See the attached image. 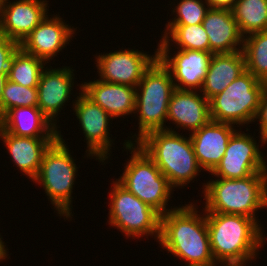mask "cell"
Instances as JSON below:
<instances>
[{
    "label": "cell",
    "mask_w": 267,
    "mask_h": 266,
    "mask_svg": "<svg viewBox=\"0 0 267 266\" xmlns=\"http://www.w3.org/2000/svg\"><path fill=\"white\" fill-rule=\"evenodd\" d=\"M194 206L191 203L161 215L158 241L173 256L187 261V266H211L216 262L206 215L201 217Z\"/></svg>",
    "instance_id": "6da1fadb"
},
{
    "label": "cell",
    "mask_w": 267,
    "mask_h": 266,
    "mask_svg": "<svg viewBox=\"0 0 267 266\" xmlns=\"http://www.w3.org/2000/svg\"><path fill=\"white\" fill-rule=\"evenodd\" d=\"M205 214L211 251L216 263L246 266L248 260L255 258L256 250L262 247L260 245L264 239L255 219L237 214Z\"/></svg>",
    "instance_id": "7a4b0ae2"
},
{
    "label": "cell",
    "mask_w": 267,
    "mask_h": 266,
    "mask_svg": "<svg viewBox=\"0 0 267 266\" xmlns=\"http://www.w3.org/2000/svg\"><path fill=\"white\" fill-rule=\"evenodd\" d=\"M174 130H154L135 142L157 165L172 188L185 186L201 172L190 137Z\"/></svg>",
    "instance_id": "3957f363"
},
{
    "label": "cell",
    "mask_w": 267,
    "mask_h": 266,
    "mask_svg": "<svg viewBox=\"0 0 267 266\" xmlns=\"http://www.w3.org/2000/svg\"><path fill=\"white\" fill-rule=\"evenodd\" d=\"M205 211L253 218L267 207V178L259 172L243 179L220 178L204 186Z\"/></svg>",
    "instance_id": "277c9868"
},
{
    "label": "cell",
    "mask_w": 267,
    "mask_h": 266,
    "mask_svg": "<svg viewBox=\"0 0 267 266\" xmlns=\"http://www.w3.org/2000/svg\"><path fill=\"white\" fill-rule=\"evenodd\" d=\"M175 89L170 71L157 58L136 86L135 111L139 112L137 141L151 131L165 130L163 126L167 120L169 100Z\"/></svg>",
    "instance_id": "5b68a950"
},
{
    "label": "cell",
    "mask_w": 267,
    "mask_h": 266,
    "mask_svg": "<svg viewBox=\"0 0 267 266\" xmlns=\"http://www.w3.org/2000/svg\"><path fill=\"white\" fill-rule=\"evenodd\" d=\"M124 146L133 153L118 182L160 215L174 210H166L172 187L157 165L138 145L128 140Z\"/></svg>",
    "instance_id": "8992f818"
},
{
    "label": "cell",
    "mask_w": 267,
    "mask_h": 266,
    "mask_svg": "<svg viewBox=\"0 0 267 266\" xmlns=\"http://www.w3.org/2000/svg\"><path fill=\"white\" fill-rule=\"evenodd\" d=\"M265 84L246 70L209 100L211 120L236 125L254 121Z\"/></svg>",
    "instance_id": "52a82bcc"
},
{
    "label": "cell",
    "mask_w": 267,
    "mask_h": 266,
    "mask_svg": "<svg viewBox=\"0 0 267 266\" xmlns=\"http://www.w3.org/2000/svg\"><path fill=\"white\" fill-rule=\"evenodd\" d=\"M76 172V164L59 135L44 153L39 172L33 180L43 185L58 213L68 218L71 217V193Z\"/></svg>",
    "instance_id": "ba28073f"
},
{
    "label": "cell",
    "mask_w": 267,
    "mask_h": 266,
    "mask_svg": "<svg viewBox=\"0 0 267 266\" xmlns=\"http://www.w3.org/2000/svg\"><path fill=\"white\" fill-rule=\"evenodd\" d=\"M110 194L109 223L120 229L125 236L141 237L145 234L160 236L161 215L123 187L113 183ZM155 233V234H154Z\"/></svg>",
    "instance_id": "9c48e42d"
},
{
    "label": "cell",
    "mask_w": 267,
    "mask_h": 266,
    "mask_svg": "<svg viewBox=\"0 0 267 266\" xmlns=\"http://www.w3.org/2000/svg\"><path fill=\"white\" fill-rule=\"evenodd\" d=\"M256 144L249 134L235 131L228 141L224 156L211 173L219 178L243 179L264 172L267 178V165Z\"/></svg>",
    "instance_id": "30bf717a"
},
{
    "label": "cell",
    "mask_w": 267,
    "mask_h": 266,
    "mask_svg": "<svg viewBox=\"0 0 267 266\" xmlns=\"http://www.w3.org/2000/svg\"><path fill=\"white\" fill-rule=\"evenodd\" d=\"M157 56L161 63L170 71L175 88L179 90L202 89L209 68L212 52L179 49L174 57L169 54V41L158 44Z\"/></svg>",
    "instance_id": "8fae6325"
},
{
    "label": "cell",
    "mask_w": 267,
    "mask_h": 266,
    "mask_svg": "<svg viewBox=\"0 0 267 266\" xmlns=\"http://www.w3.org/2000/svg\"><path fill=\"white\" fill-rule=\"evenodd\" d=\"M158 58L138 50H121L96 57L100 80L107 83L124 84L135 87L142 80L144 72Z\"/></svg>",
    "instance_id": "7c38bea8"
},
{
    "label": "cell",
    "mask_w": 267,
    "mask_h": 266,
    "mask_svg": "<svg viewBox=\"0 0 267 266\" xmlns=\"http://www.w3.org/2000/svg\"><path fill=\"white\" fill-rule=\"evenodd\" d=\"M79 94L74 110L87 140L88 154L104 162L111 149L108 123L112 118L83 91Z\"/></svg>",
    "instance_id": "4fadbf2b"
},
{
    "label": "cell",
    "mask_w": 267,
    "mask_h": 266,
    "mask_svg": "<svg viewBox=\"0 0 267 266\" xmlns=\"http://www.w3.org/2000/svg\"><path fill=\"white\" fill-rule=\"evenodd\" d=\"M7 1H0V34L20 44L46 17L47 3L45 0Z\"/></svg>",
    "instance_id": "5bb4252c"
},
{
    "label": "cell",
    "mask_w": 267,
    "mask_h": 266,
    "mask_svg": "<svg viewBox=\"0 0 267 266\" xmlns=\"http://www.w3.org/2000/svg\"><path fill=\"white\" fill-rule=\"evenodd\" d=\"M58 16L50 18L48 15L39 23V25L19 44V47L26 53L35 55L48 62L56 53L61 51L68 43L73 28L66 25Z\"/></svg>",
    "instance_id": "9a60e30c"
},
{
    "label": "cell",
    "mask_w": 267,
    "mask_h": 266,
    "mask_svg": "<svg viewBox=\"0 0 267 266\" xmlns=\"http://www.w3.org/2000/svg\"><path fill=\"white\" fill-rule=\"evenodd\" d=\"M232 124L210 120L195 132L190 139L200 168L212 172L220 163L232 134L237 131Z\"/></svg>",
    "instance_id": "2e32d148"
},
{
    "label": "cell",
    "mask_w": 267,
    "mask_h": 266,
    "mask_svg": "<svg viewBox=\"0 0 267 266\" xmlns=\"http://www.w3.org/2000/svg\"><path fill=\"white\" fill-rule=\"evenodd\" d=\"M74 70L69 67L60 69H43L38 89V104L37 106L43 114L56 126L54 118L62 109L64 103L68 100L71 94L73 80L72 74Z\"/></svg>",
    "instance_id": "e0dca14e"
},
{
    "label": "cell",
    "mask_w": 267,
    "mask_h": 266,
    "mask_svg": "<svg viewBox=\"0 0 267 266\" xmlns=\"http://www.w3.org/2000/svg\"><path fill=\"white\" fill-rule=\"evenodd\" d=\"M201 95L193 90L175 89L169 100L167 120L193 132L206 125L211 120L209 100Z\"/></svg>",
    "instance_id": "ac0fdd59"
},
{
    "label": "cell",
    "mask_w": 267,
    "mask_h": 266,
    "mask_svg": "<svg viewBox=\"0 0 267 266\" xmlns=\"http://www.w3.org/2000/svg\"><path fill=\"white\" fill-rule=\"evenodd\" d=\"M80 89L112 118L135 112L136 88L102 80L81 84Z\"/></svg>",
    "instance_id": "d6986e66"
},
{
    "label": "cell",
    "mask_w": 267,
    "mask_h": 266,
    "mask_svg": "<svg viewBox=\"0 0 267 266\" xmlns=\"http://www.w3.org/2000/svg\"><path fill=\"white\" fill-rule=\"evenodd\" d=\"M202 25L208 34L210 52L213 54L242 51L236 46L243 44L244 37L231 10L210 8Z\"/></svg>",
    "instance_id": "ffe728a7"
},
{
    "label": "cell",
    "mask_w": 267,
    "mask_h": 266,
    "mask_svg": "<svg viewBox=\"0 0 267 266\" xmlns=\"http://www.w3.org/2000/svg\"><path fill=\"white\" fill-rule=\"evenodd\" d=\"M56 129L38 106L15 107L0 118V131L19 137H59Z\"/></svg>",
    "instance_id": "44dd1931"
},
{
    "label": "cell",
    "mask_w": 267,
    "mask_h": 266,
    "mask_svg": "<svg viewBox=\"0 0 267 266\" xmlns=\"http://www.w3.org/2000/svg\"><path fill=\"white\" fill-rule=\"evenodd\" d=\"M11 157L17 167L30 179H35L43 155L58 137H19L7 131H0Z\"/></svg>",
    "instance_id": "7402d4cb"
},
{
    "label": "cell",
    "mask_w": 267,
    "mask_h": 266,
    "mask_svg": "<svg viewBox=\"0 0 267 266\" xmlns=\"http://www.w3.org/2000/svg\"><path fill=\"white\" fill-rule=\"evenodd\" d=\"M245 71V58L242 51L213 54L200 91L210 100Z\"/></svg>",
    "instance_id": "603a6c76"
},
{
    "label": "cell",
    "mask_w": 267,
    "mask_h": 266,
    "mask_svg": "<svg viewBox=\"0 0 267 266\" xmlns=\"http://www.w3.org/2000/svg\"><path fill=\"white\" fill-rule=\"evenodd\" d=\"M231 11L243 37L267 31V0H237Z\"/></svg>",
    "instance_id": "cb8c5ba5"
},
{
    "label": "cell",
    "mask_w": 267,
    "mask_h": 266,
    "mask_svg": "<svg viewBox=\"0 0 267 266\" xmlns=\"http://www.w3.org/2000/svg\"><path fill=\"white\" fill-rule=\"evenodd\" d=\"M44 62L19 47L11 58L8 79L25 87H37Z\"/></svg>",
    "instance_id": "d4e9b609"
},
{
    "label": "cell",
    "mask_w": 267,
    "mask_h": 266,
    "mask_svg": "<svg viewBox=\"0 0 267 266\" xmlns=\"http://www.w3.org/2000/svg\"><path fill=\"white\" fill-rule=\"evenodd\" d=\"M245 36L241 48L246 70L267 84V31Z\"/></svg>",
    "instance_id": "484cf974"
},
{
    "label": "cell",
    "mask_w": 267,
    "mask_h": 266,
    "mask_svg": "<svg viewBox=\"0 0 267 266\" xmlns=\"http://www.w3.org/2000/svg\"><path fill=\"white\" fill-rule=\"evenodd\" d=\"M161 41H171L178 44V48L210 52L208 34L201 24L195 25H167ZM169 31V32H168ZM168 34L170 37H168Z\"/></svg>",
    "instance_id": "4316f807"
},
{
    "label": "cell",
    "mask_w": 267,
    "mask_h": 266,
    "mask_svg": "<svg viewBox=\"0 0 267 266\" xmlns=\"http://www.w3.org/2000/svg\"><path fill=\"white\" fill-rule=\"evenodd\" d=\"M37 104V87H25L9 79L6 81L1 98V117L12 108L33 107Z\"/></svg>",
    "instance_id": "83f0119b"
},
{
    "label": "cell",
    "mask_w": 267,
    "mask_h": 266,
    "mask_svg": "<svg viewBox=\"0 0 267 266\" xmlns=\"http://www.w3.org/2000/svg\"><path fill=\"white\" fill-rule=\"evenodd\" d=\"M201 0H181L180 3L174 8V12L177 13V17L167 25H195L201 24L205 18L207 8ZM176 10V11H175Z\"/></svg>",
    "instance_id": "f1b7e54d"
},
{
    "label": "cell",
    "mask_w": 267,
    "mask_h": 266,
    "mask_svg": "<svg viewBox=\"0 0 267 266\" xmlns=\"http://www.w3.org/2000/svg\"><path fill=\"white\" fill-rule=\"evenodd\" d=\"M19 48V43L0 34V73H8L13 54Z\"/></svg>",
    "instance_id": "f546056e"
},
{
    "label": "cell",
    "mask_w": 267,
    "mask_h": 266,
    "mask_svg": "<svg viewBox=\"0 0 267 266\" xmlns=\"http://www.w3.org/2000/svg\"><path fill=\"white\" fill-rule=\"evenodd\" d=\"M259 119L261 143L267 138V84H265L259 102V109L256 115V119Z\"/></svg>",
    "instance_id": "4dcf8cb0"
},
{
    "label": "cell",
    "mask_w": 267,
    "mask_h": 266,
    "mask_svg": "<svg viewBox=\"0 0 267 266\" xmlns=\"http://www.w3.org/2000/svg\"><path fill=\"white\" fill-rule=\"evenodd\" d=\"M237 0H205L207 6L212 9L232 10Z\"/></svg>",
    "instance_id": "1f68e13d"
},
{
    "label": "cell",
    "mask_w": 267,
    "mask_h": 266,
    "mask_svg": "<svg viewBox=\"0 0 267 266\" xmlns=\"http://www.w3.org/2000/svg\"><path fill=\"white\" fill-rule=\"evenodd\" d=\"M8 80V73H0V118H1V98L2 91L4 89L5 83Z\"/></svg>",
    "instance_id": "d6a6232c"
},
{
    "label": "cell",
    "mask_w": 267,
    "mask_h": 266,
    "mask_svg": "<svg viewBox=\"0 0 267 266\" xmlns=\"http://www.w3.org/2000/svg\"><path fill=\"white\" fill-rule=\"evenodd\" d=\"M6 253L7 251L5 249L4 242H2L0 238V261L6 258V255H7Z\"/></svg>",
    "instance_id": "836d02e7"
},
{
    "label": "cell",
    "mask_w": 267,
    "mask_h": 266,
    "mask_svg": "<svg viewBox=\"0 0 267 266\" xmlns=\"http://www.w3.org/2000/svg\"><path fill=\"white\" fill-rule=\"evenodd\" d=\"M225 266H244L243 264H233V265H225Z\"/></svg>",
    "instance_id": "e575fe53"
},
{
    "label": "cell",
    "mask_w": 267,
    "mask_h": 266,
    "mask_svg": "<svg viewBox=\"0 0 267 266\" xmlns=\"http://www.w3.org/2000/svg\"><path fill=\"white\" fill-rule=\"evenodd\" d=\"M267 143V138L263 140V144Z\"/></svg>",
    "instance_id": "d590c367"
}]
</instances>
